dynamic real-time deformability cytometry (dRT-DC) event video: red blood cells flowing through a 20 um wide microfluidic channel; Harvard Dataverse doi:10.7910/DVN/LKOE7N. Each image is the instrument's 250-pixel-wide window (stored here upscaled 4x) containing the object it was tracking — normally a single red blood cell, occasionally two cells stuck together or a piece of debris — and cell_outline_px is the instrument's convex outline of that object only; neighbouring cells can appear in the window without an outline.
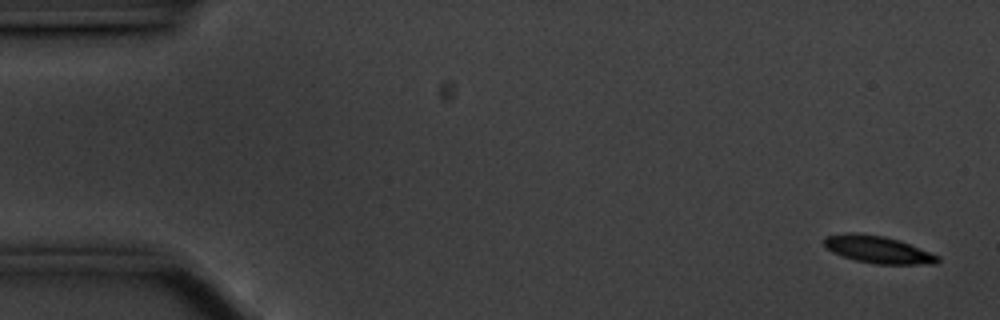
{"species": "common noctule bat (a hibernating species)", "species_latin": "Nyctalus noctula", "temperature_condition": "cold", "stored_images_in_passage": 56, "camera_frame_rate_fps": 3000, "um_per_image_px": 0.085, "animal": {"sex": "male", "body_mass_g": 20.1, "forearm_length_mm": 53.5}, "frame": {"image": 1, "passage_image": 1, "time_ms": 0.0, "image_size_px": [1000, 320], "cell_outline_px": [[940, 260], [936, 264], [876, 264], [856, 260], [832, 252], [824, 244], [824, 236], [844, 232], [860, 232], [884, 236], [900, 240], [940, 256]], "centroid_in_image_um": [74.63, 21.19], "position_along_channel_um": 10.4, "area_um2": 18.21}}
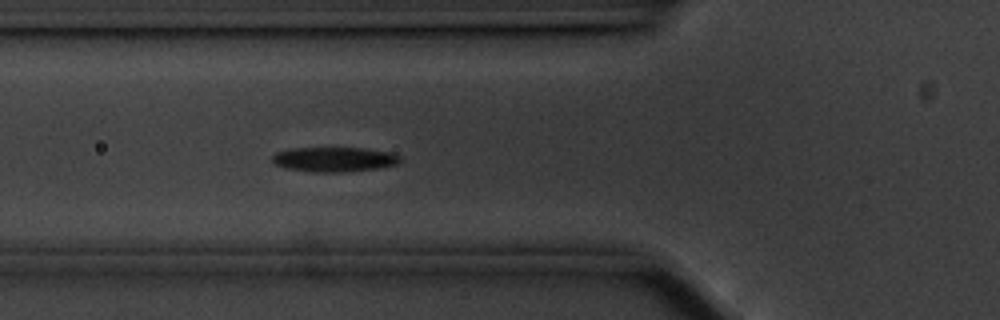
{"frame": {"image": 2, "passage_image": 19, "time_ms": 6.0, "image_size_px": [1000, 320], "cell_outline_px": [[400, 160], [396, 164], [380, 168], [344, 172], [312, 172], [284, 168], [276, 164], [272, 160], [272, 156], [276, 152], [292, 148], [364, 148], [388, 152], [400, 156]], "centroid_in_image_um": [28.38, 13.55], "position_along_channel_um": 97.4, "area_um2": 18.38}}
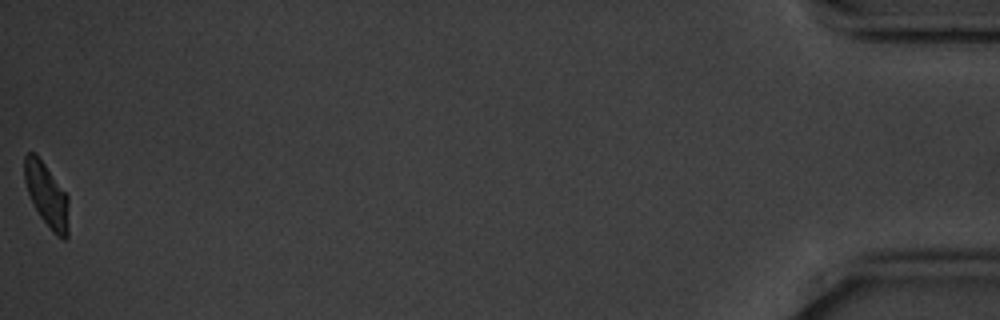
{"frame": {"image": 3, "passage_image": 56, "time_ms": 18.333, "image_size_px": [1000, 320], "cell_outline_px": [[68, 236], [64, 240], [56, 236], [52, 232], [40, 216], [28, 192], [24, 180], [24, 156], [28, 152], [36, 152], [68, 196]], "centroid_in_image_um": [3.97, 16.57], "position_along_channel_um": 431.2, "area_um2": 16.42}, "authors_computed_cell_mechanics": {"area_um2": 18.2359, "velocity_mm_per_s": 3.493, "shape_relaxation_time_tau1_ms": 2.6351, "shape_relaxation_time_tau2_ms": null, "deformation_change_tau1": 0.1184, "deformation_change_tau2": null}}